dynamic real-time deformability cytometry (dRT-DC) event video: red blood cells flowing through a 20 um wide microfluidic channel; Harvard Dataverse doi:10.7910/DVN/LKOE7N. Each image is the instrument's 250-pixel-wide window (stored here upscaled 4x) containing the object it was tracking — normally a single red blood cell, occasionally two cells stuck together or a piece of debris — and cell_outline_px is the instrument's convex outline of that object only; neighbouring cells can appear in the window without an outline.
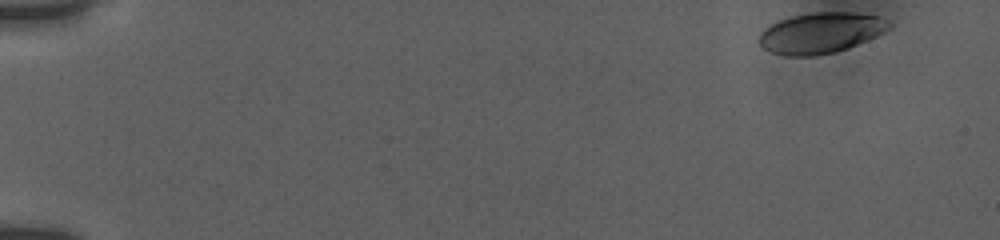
{"species": "human", "species_latin": "Homo sapiens", "temperature_condition": "room temperature", "stored_images_in_passage": 42, "camera_frame_rate_fps": 3000, "um_per_image_px": 0.085, "donor": {"sex": "female"}, "frame": {"image": 1, "passage_image": 1, "time_ms": 0.0, "image_size_px": [1000, 240], "cell_outline_px": [[892, 28], [876, 36], [848, 48], [836, 52], [812, 56], [784, 56], [772, 52], [764, 48], [760, 44], [760, 32], [764, 28], [780, 20], [792, 16], [816, 12], [856, 12], [880, 16], [888, 20], [892, 24]], "centroid_in_image_um": [69.81, 2.79], "position_along_channel_um": 15.2, "area_um2": 30.92}}
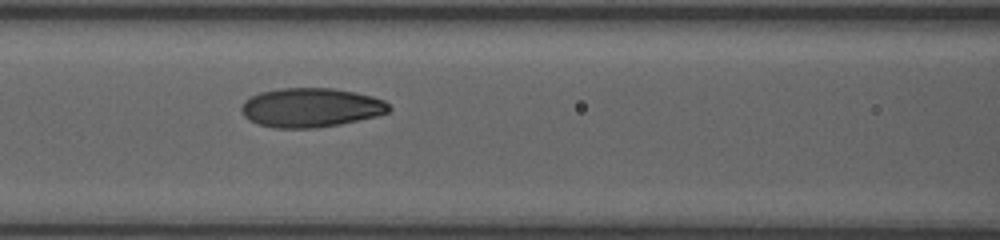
{"frame": {"image": 2, "passage_image": 19, "time_ms": 7.333, "image_size_px": [1000, 240], "cell_outline_px": [[392, 108], [388, 112], [376, 116], [340, 124], [316, 128], [276, 128], [256, 124], [248, 120], [244, 116], [240, 108], [244, 100], [260, 92], [280, 88], [332, 88], [356, 92], [372, 96], [384, 100]], "centroid_in_image_um": [26.4, 9.14], "position_along_channel_um": 140.2, "area_um2": 33.87}}
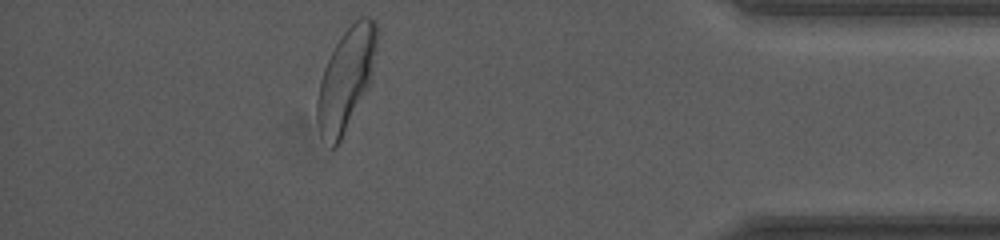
{"frame": {"image": 3, "passage_image": 37, "time_ms": 15.333, "image_size_px": [1000, 240], "cell_outline_px": [[376, 44], [372, 80], [336, 148], [332, 148], [320, 132], [316, 120], [316, 100], [320, 80], [324, 68], [340, 36], [360, 16], [368, 16], [376, 20]], "centroid_in_image_um": [29.41, 6.72], "position_along_channel_um": 405.8, "area_um2": 35.03}, "authors_computed_cell_mechanics": {"area_um2": 33.1483, "velocity_mm_per_s": 3.7609, "shape_relaxation_time_tau1_ms": 3.7366, "shape_relaxation_time_tau2_ms": 0.8868, "deformation_change_tau1": 0.1559, "deformation_change_tau2": 0.0521}}